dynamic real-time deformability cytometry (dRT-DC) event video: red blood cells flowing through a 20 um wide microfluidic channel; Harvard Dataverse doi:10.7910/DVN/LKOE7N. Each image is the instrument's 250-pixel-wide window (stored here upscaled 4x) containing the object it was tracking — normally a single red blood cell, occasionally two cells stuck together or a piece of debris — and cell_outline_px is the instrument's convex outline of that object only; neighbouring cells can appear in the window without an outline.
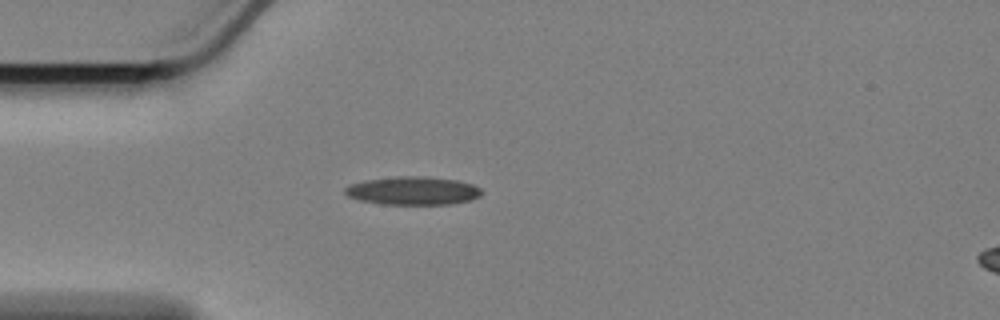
{"species": "Egyptian fruit bat (a non-hibernating species)", "species_latin": "Rousettus aegyptiacus", "temperature_condition": "cold", "stored_images_in_passage": 39, "camera_frame_rate_fps": 3000, "um_per_image_px": 0.085, "animal": {"sex": "female"}, "frame": {"image": 1, "passage_image": 1, "time_ms": 0.0, "image_size_px": [1000, 320], "cell_outline_px": [[480, 196], [468, 200], [448, 204], [380, 204], [360, 200], [348, 196], [344, 192], [344, 188], [348, 184], [364, 180], [396, 176], [424, 176], [456, 180], [472, 184], [480, 188]], "centroid_in_image_um": [35.03, 16.2], "position_along_channel_um": 50.0, "area_um2": 22.43}}
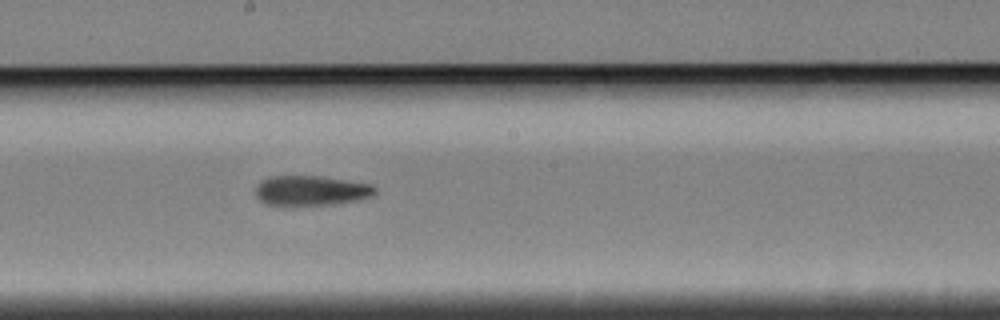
{"frame": {"image": 2, "passage_image": 17, "time_ms": 5.333, "image_size_px": [1000, 320], "cell_outline_px": [[376, 192], [372, 196], [356, 200], [332, 204], [292, 208], [280, 208], [264, 204], [256, 196], [256, 184], [260, 180], [268, 176], [320, 176], [368, 184], [376, 188]], "centroid_in_image_um": [26.31, 16.25], "position_along_channel_um": 221.9, "area_um2": 21.62}}
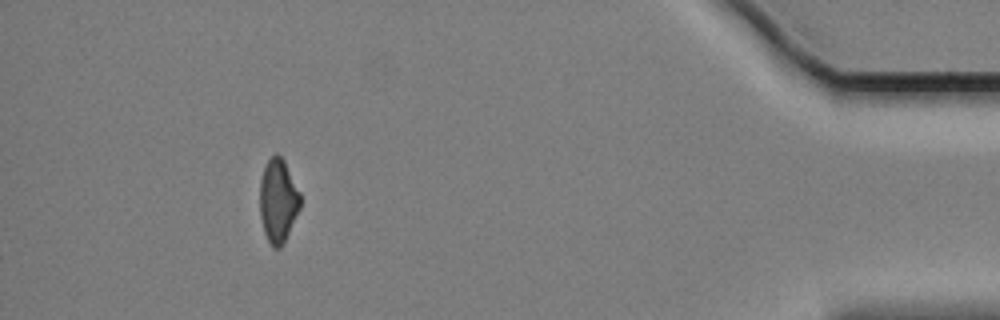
{"frame": {"image": 3, "passage_image": 39, "time_ms": 12.667, "image_size_px": [1000, 320], "cell_outline_px": [[300, 208], [280, 248], [272, 248], [264, 232], [260, 216], [260, 180], [264, 168], [268, 160], [276, 152], [284, 160], [300, 192]], "centroid_in_image_um": [23.63, 17.04], "position_along_channel_um": 411.6, "area_um2": 19.48}, "authors_computed_cell_mechanics": {"area_um2": 21.2704, "velocity_mm_per_s": 3.3837, "shape_relaxation_time_tau1_ms": null, "shape_relaxation_time_tau2_ms": 6.5844, "deformation_change_tau1": null, "deformation_change_tau2": 0.1682}}